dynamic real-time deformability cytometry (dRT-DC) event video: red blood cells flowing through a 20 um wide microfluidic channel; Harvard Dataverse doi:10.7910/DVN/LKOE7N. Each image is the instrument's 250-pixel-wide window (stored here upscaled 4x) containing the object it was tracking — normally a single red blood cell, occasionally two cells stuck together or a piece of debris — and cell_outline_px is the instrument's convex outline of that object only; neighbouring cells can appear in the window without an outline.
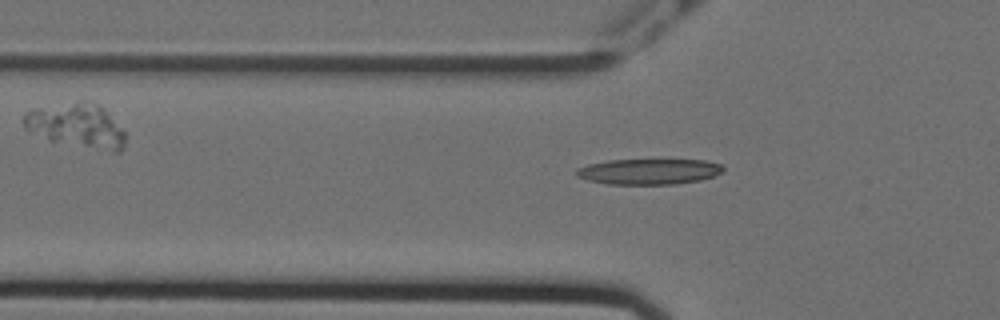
{"species": "Egyptian fruit bat (a non-hibernating species)", "species_latin": "Rousettus aegyptiacus", "temperature_condition": "cold", "stored_images_in_passage": 42, "camera_frame_rate_fps": 3000, "um_per_image_px": 0.085, "animal": {"sex": "female"}, "frame": {"image": 1, "passage_image": 9, "time_ms": 2.667, "image_size_px": [1000, 320], "cell_outline_px": [[724, 172], [700, 180], [676, 184], [604, 184], [588, 180], [576, 176], [576, 168], [588, 164], [608, 160], [704, 160], [720, 164], [724, 168]], "centroid_in_image_um": [55.13, 14.58], "position_along_channel_um": 70.7, "area_um2": 21.96}}
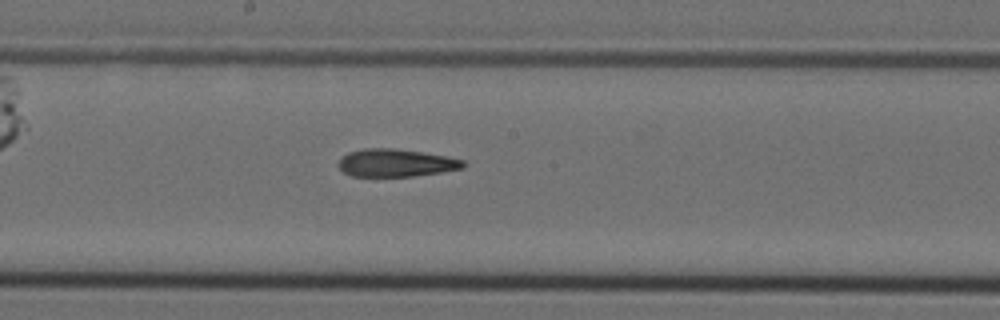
{"frame": {"image": 2, "passage_image": 21, "time_ms": 6.667, "image_size_px": [1000, 320], "cell_outline_px": [[464, 168], [440, 172], [412, 176], [352, 176], [344, 172], [336, 164], [340, 156], [348, 152], [364, 148], [392, 148], [424, 152], [448, 156], [464, 160]], "centroid_in_image_um": [33.61, 13.83], "position_along_channel_um": 214.6, "area_um2": 20.29}}
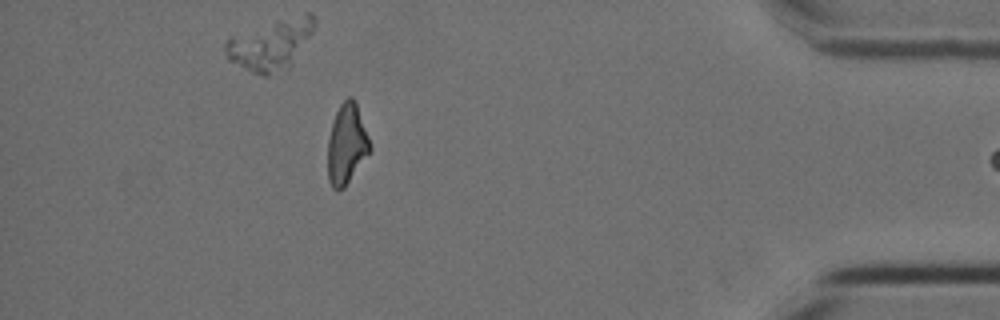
{"frame": {"image": 3, "passage_image": 41, "time_ms": 13.333, "image_size_px": [1000, 320], "cell_outline_px": [[372, 148], [344, 188], [336, 192], [332, 188], [328, 180], [328, 140], [332, 124], [336, 112], [340, 104], [348, 96], [352, 96], [356, 100]], "centroid_in_image_um": [29.46, 12.25], "position_along_channel_um": 405.7, "area_um2": 19.71}}